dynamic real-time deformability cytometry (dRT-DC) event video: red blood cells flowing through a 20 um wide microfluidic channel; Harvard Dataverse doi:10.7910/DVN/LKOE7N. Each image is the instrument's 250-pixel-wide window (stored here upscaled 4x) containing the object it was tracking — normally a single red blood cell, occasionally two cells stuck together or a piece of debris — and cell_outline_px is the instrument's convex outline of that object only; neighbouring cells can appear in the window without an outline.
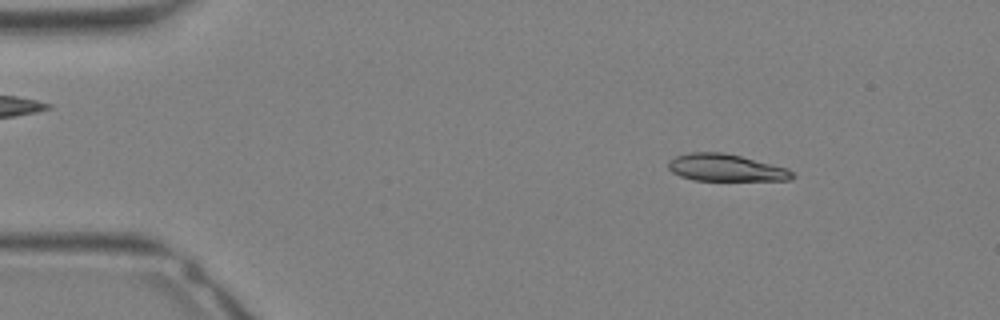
{"species": "Egyptian fruit bat (a non-hibernating species)", "species_latin": "Rousettus aegyptiacus", "temperature_condition": "warm", "stored_images_in_passage": 34, "segment_of_instrument_passage": [1, 2], "camera_frame_rate_fps": 3000, "um_per_image_px": 0.085, "animal": {"sex": "female"}, "frame": {"image": 1, "passage_image": 5, "time_ms": 1.333, "image_size_px": [1000, 320], "cell_outline_px": [[796, 176], [792, 180], [692, 180], [680, 176], [672, 172], [668, 168], [668, 160], [676, 156], [692, 152], [724, 152], [788, 168]], "centroid_in_image_um": [61.69, 14.26], "position_along_channel_um": 23.3, "area_um2": 19.59}}
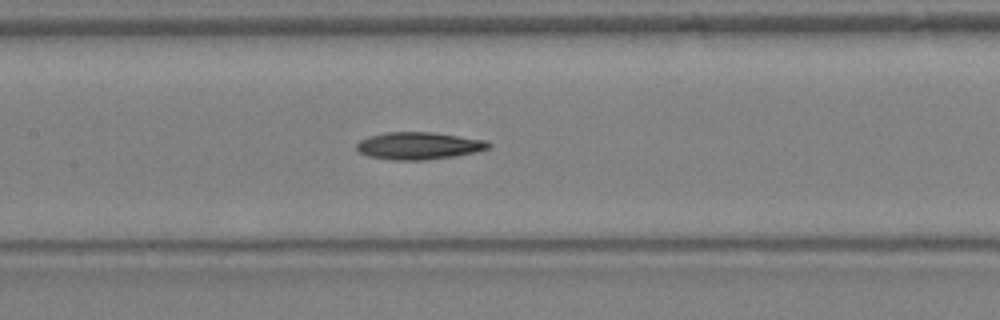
{"frame": {"image": 2, "passage_image": 16, "time_ms": 5.0, "image_size_px": [1000, 320], "cell_outline_px": [[492, 144], [488, 148], [476, 152], [456, 156], [428, 160], [392, 160], [368, 156], [356, 152], [356, 144], [360, 140], [368, 136], [384, 132], [432, 132], [488, 140]], "centroid_in_image_um": [35.58, 12.39], "position_along_channel_um": 171.8, "area_um2": 21.33}}
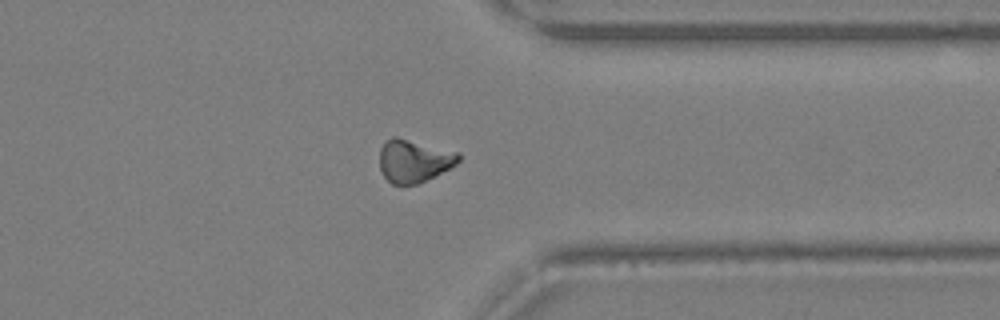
{"frame": {"image": 3, "passage_image": 26, "time_ms": 8.333, "image_size_px": [1000, 320], "cell_outline_px": [[460, 160], [456, 164], [420, 184], [392, 184], [380, 172], [380, 148], [384, 140], [392, 136], [396, 136], [460, 152]], "centroid_in_image_um": [35.17, 13.65], "position_along_channel_um": 376.2, "area_um2": 19.94}}